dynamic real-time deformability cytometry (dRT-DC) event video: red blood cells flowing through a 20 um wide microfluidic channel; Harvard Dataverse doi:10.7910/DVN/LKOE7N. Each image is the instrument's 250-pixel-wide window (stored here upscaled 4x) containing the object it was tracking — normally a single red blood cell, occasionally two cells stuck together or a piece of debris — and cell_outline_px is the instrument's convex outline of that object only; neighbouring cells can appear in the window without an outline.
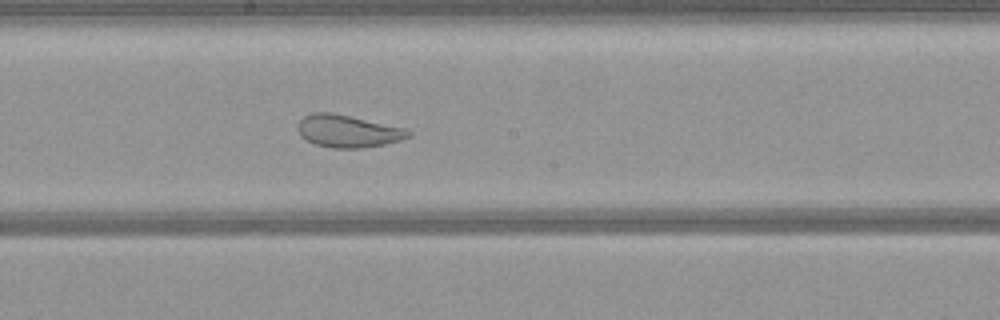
{"species": "common noctule bat (a hibernating species)", "species_latin": "Nyctalus noctula", "temperature_condition": "warm", "stored_images_in_passage": 53, "camera_frame_rate_fps": 3000, "um_per_image_px": 0.085, "animal": {"sex": "female", "body_mass_g": 21.9}, "frame": {"image": 1, "passage_image": 28, "time_ms": 9.0, "image_size_px": [1000, 320], "cell_outline_px": [[412, 136], [400, 140], [384, 144], [360, 148], [332, 148], [316, 144], [300, 136], [300, 120], [304, 116], [312, 112], [332, 112], [404, 128], [412, 132]], "centroid_in_image_um": [29.59, 11.14], "position_along_channel_um": 218.6, "area_um2": 20.58}}
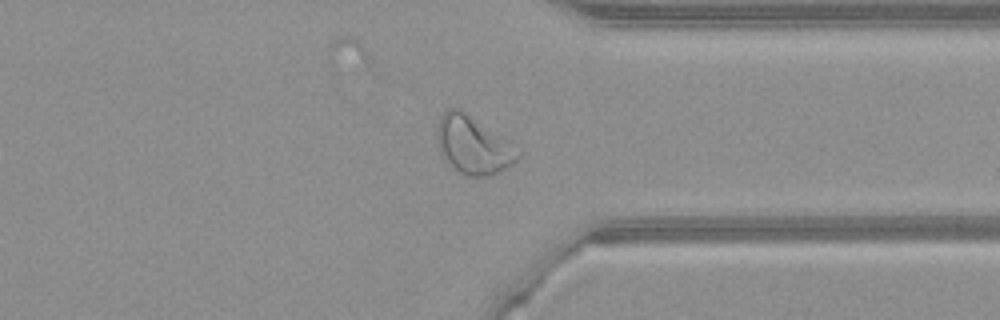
{"frame": {"image": 2, "passage_image": 40, "time_ms": 13.0, "image_size_px": [1000, 320], "cell_outline_px": [[520, 156], [512, 164], [488, 176], [468, 176], [460, 172], [440, 152], [436, 136], [436, 132], [440, 116], [448, 108], [456, 108], [464, 112], [512, 140], [520, 148]], "centroid_in_image_um": [40.27, 12.3], "position_along_channel_um": 371.1, "area_um2": 27.11}}
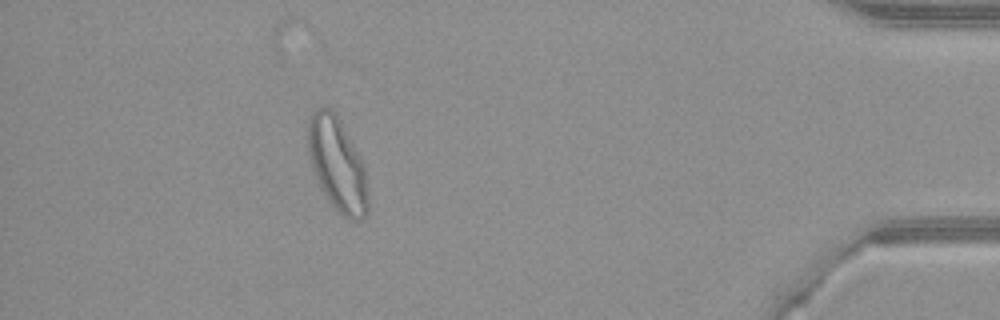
{"frame": {"image": 3, "passage_image": 47, "time_ms": 15.333, "image_size_px": [1000, 320], "cell_outline_px": [[368, 212], [364, 220], [348, 220], [332, 204], [324, 192], [320, 184], [312, 164], [308, 152], [308, 120], [312, 112], [316, 108], [332, 108], [336, 112], [360, 156], [364, 164], [368, 196]], "centroid_in_image_um": [28.7, 13.95], "position_along_channel_um": 406.5, "area_um2": 32.43}}